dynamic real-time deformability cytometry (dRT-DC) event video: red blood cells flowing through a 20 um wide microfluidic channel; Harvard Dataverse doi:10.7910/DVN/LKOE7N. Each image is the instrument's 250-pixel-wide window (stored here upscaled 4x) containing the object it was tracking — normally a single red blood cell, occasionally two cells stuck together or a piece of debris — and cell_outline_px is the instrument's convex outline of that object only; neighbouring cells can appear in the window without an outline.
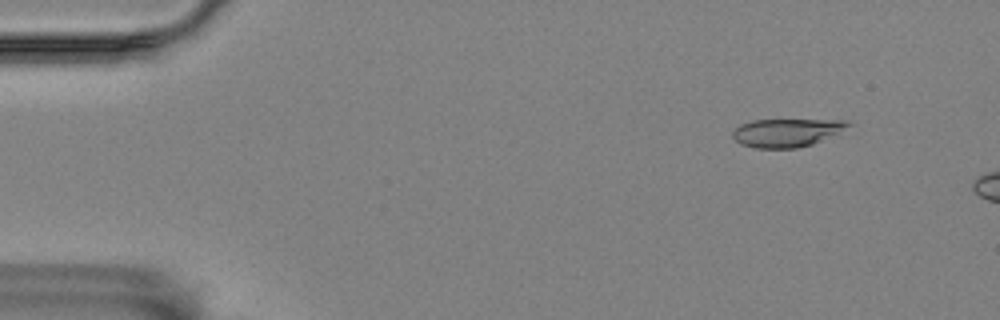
{"species": "Egyptian fruit bat (a non-hibernating species)", "species_latin": "Rousettus aegyptiacus", "temperature_condition": "room temperature", "stored_images_in_passage": 3, "camera_frame_rate_fps": 3000, "um_per_image_px": 0.085, "animal": {"sex": "female"}, "frame": {"image": 1, "passage_image": 1, "time_ms": 0.0, "image_size_px": [1000, 320], "cell_outline_px": [[856, 124], [812, 144], [796, 148], [756, 148], [740, 144], [732, 136], [732, 132], [740, 124], [752, 120], [848, 120]], "centroid_in_image_um": [66.88, 11.26], "position_along_channel_um": 18.1, "area_um2": 18.96}}